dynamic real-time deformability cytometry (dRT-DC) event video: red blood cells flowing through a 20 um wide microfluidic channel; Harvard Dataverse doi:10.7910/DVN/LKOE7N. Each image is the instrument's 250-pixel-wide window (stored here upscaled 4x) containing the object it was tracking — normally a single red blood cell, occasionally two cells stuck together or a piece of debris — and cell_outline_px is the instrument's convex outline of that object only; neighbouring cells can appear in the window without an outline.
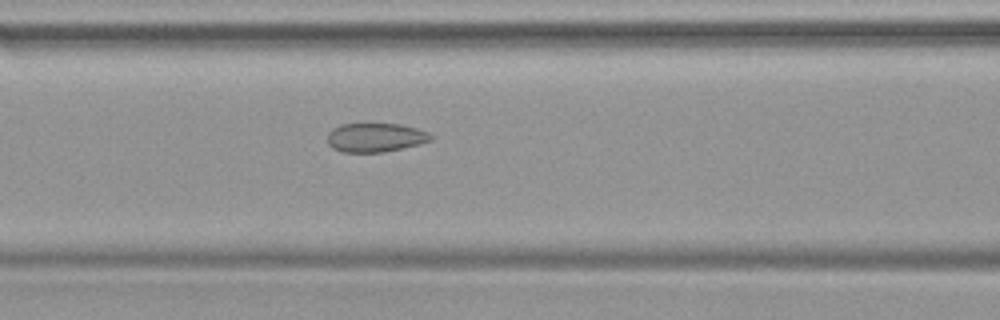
{"species": "common noctule bat (a hibernating species)", "species_latin": "Nyctalus noctula", "temperature_condition": "warm", "stored_images_in_passage": 47, "camera_frame_rate_fps": 3000, "um_per_image_px": 0.085, "animal": {"sex": "female", "body_mass_g": 19.9}, "frame": {"image": 1, "passage_image": 20, "time_ms": 6.333, "image_size_px": [1000, 320], "cell_outline_px": [[432, 140], [420, 144], [384, 152], [340, 152], [332, 148], [328, 144], [328, 132], [332, 128], [340, 124], [400, 124], [416, 128], [428, 132], [432, 136]], "centroid_in_image_um": [31.89, 11.69], "position_along_channel_um": 134.7, "area_um2": 17.51}}
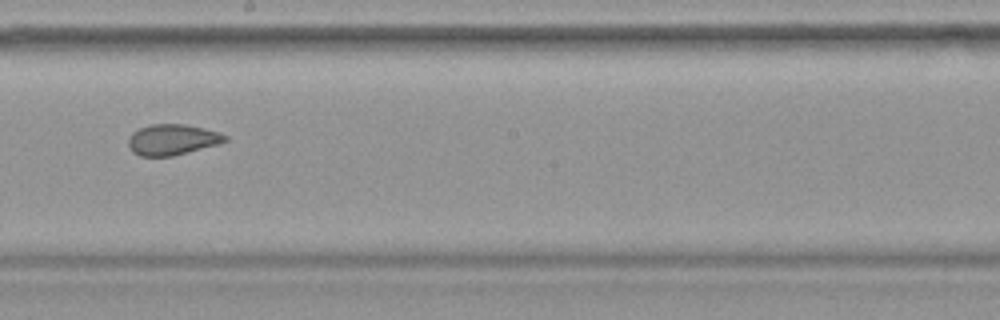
{"frame": {"image": 2, "passage_image": 27, "time_ms": 8.667, "image_size_px": [1000, 320], "cell_outline_px": [[228, 140], [220, 144], [172, 156], [140, 156], [132, 152], [128, 144], [128, 136], [132, 132], [140, 128], [152, 124], [184, 124], [204, 128], [228, 136]], "centroid_in_image_um": [14.63, 11.87], "position_along_channel_um": 233.6, "area_um2": 17.4}}
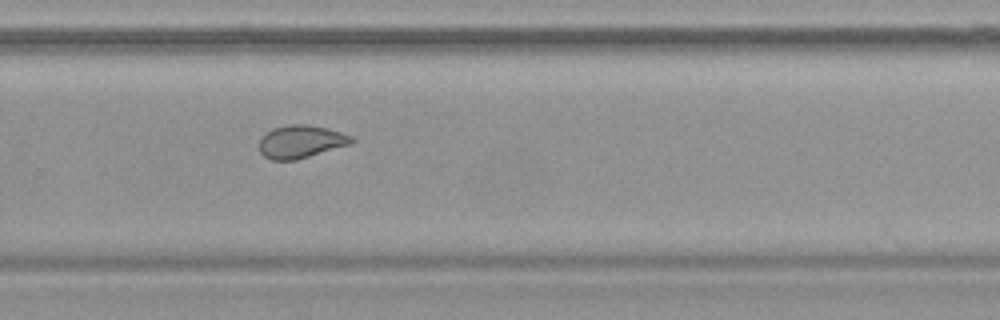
{"frame": {"image": 3, "passage_image": 32, "time_ms": 10.333, "image_size_px": [1000, 320], "cell_outline_px": [[356, 140], [352, 144], [296, 160], [272, 160], [264, 156], [260, 152], [260, 136], [272, 128], [288, 124], [308, 124], [328, 128], [352, 136]], "centroid_in_image_um": [25.58, 12.03], "position_along_channel_um": 304.2, "area_um2": 17.92}}